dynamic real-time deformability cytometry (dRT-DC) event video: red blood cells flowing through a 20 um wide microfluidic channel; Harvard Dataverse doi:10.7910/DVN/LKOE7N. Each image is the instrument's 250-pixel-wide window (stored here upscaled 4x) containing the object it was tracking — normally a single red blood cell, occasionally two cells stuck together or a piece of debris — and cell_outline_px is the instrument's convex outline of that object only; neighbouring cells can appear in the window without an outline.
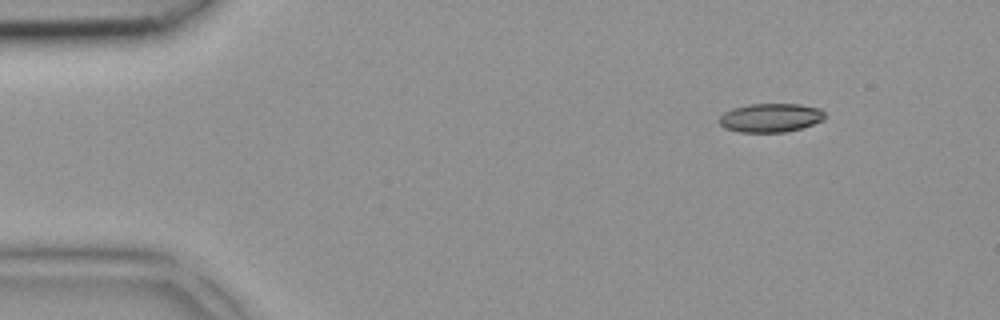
{"species": "common noctule bat (a hibernating species)", "species_latin": "Nyctalus noctula", "temperature_condition": "room temperature", "stored_images_in_passage": 3, "camera_frame_rate_fps": 3000, "um_per_image_px": 0.085, "animal": {"sex": "female", "body_mass_g": 18.4}, "frame": {"image": 1, "passage_image": 1, "time_ms": 0.0, "image_size_px": [1000, 320], "cell_outline_px": [[828, 116], [824, 120], [800, 128], [784, 132], [740, 132], [724, 128], [716, 120], [724, 112], [732, 108], [748, 104], [800, 104], [820, 108]], "centroid_in_image_um": [65.49, 10.0], "position_along_channel_um": 19.5, "area_um2": 17.92}}
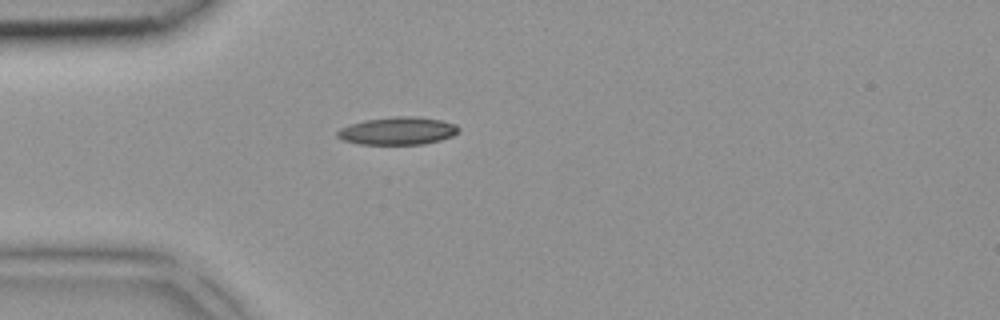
{"frame": {"image": 2, "passage_image": 3, "time_ms": 0.667, "image_size_px": [1000, 320], "cell_outline_px": [[460, 132], [452, 136], [440, 140], [424, 144], [360, 144], [344, 140], [336, 136], [336, 132], [340, 128], [364, 120], [396, 116], [408, 116], [440, 120], [456, 124], [460, 128]], "centroid_in_image_um": [33.82, 11.13], "position_along_channel_um": 51.2, "area_um2": 19.48}}